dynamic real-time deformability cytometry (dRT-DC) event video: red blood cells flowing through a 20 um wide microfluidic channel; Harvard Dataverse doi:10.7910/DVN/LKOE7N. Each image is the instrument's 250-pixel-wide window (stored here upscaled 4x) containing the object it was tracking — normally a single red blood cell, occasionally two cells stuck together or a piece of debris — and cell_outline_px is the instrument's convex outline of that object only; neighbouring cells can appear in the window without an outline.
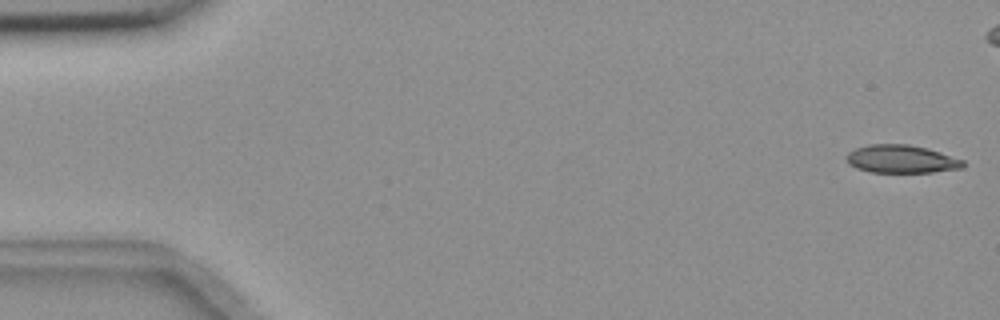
{"species": "common noctule bat (a hibernating species)", "species_latin": "Nyctalus noctula", "temperature_condition": "room temperature", "stored_images_in_passage": 48, "camera_frame_rate_fps": 3000, "um_per_image_px": 0.085, "animal": {"sex": "female", "body_mass_g": 18.4}, "frame": {"image": 1, "passage_image": 1, "time_ms": 0.0, "image_size_px": [1000, 320], "cell_outline_px": [[964, 168], [932, 172], [872, 172], [856, 168], [848, 164], [848, 152], [856, 148], [868, 144], [908, 144], [928, 148], [964, 160]], "centroid_in_image_um": [76.64, 13.51], "position_along_channel_um": 8.4, "area_um2": 19.02}}
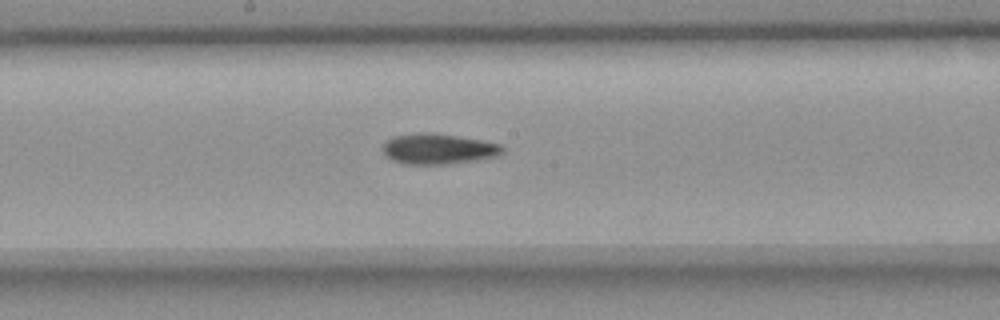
{"frame": {"image": 2, "passage_image": 29, "time_ms": 9.333, "image_size_px": [1000, 320], "cell_outline_px": [[504, 152], [496, 156], [476, 160], [448, 164], [404, 164], [392, 160], [384, 156], [384, 140], [392, 136], [424, 132], [456, 136], [480, 140], [500, 144], [504, 148]], "centroid_in_image_um": [37.22, 12.66], "position_along_channel_um": 211.0, "area_um2": 21.21}}
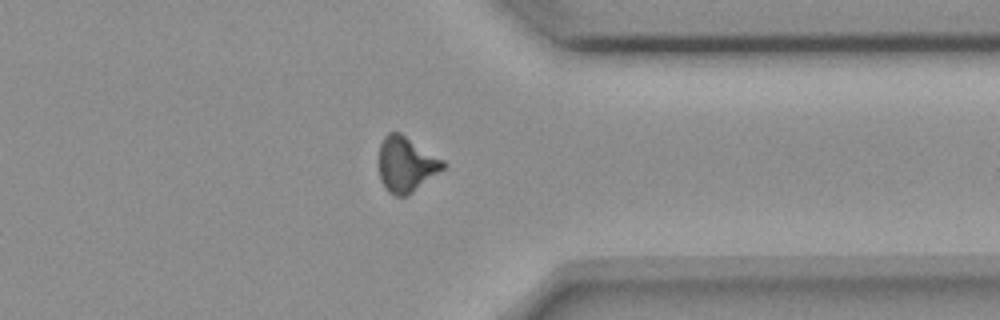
{"frame": {"image": 3, "passage_image": 43, "time_ms": 14.0, "image_size_px": [1000, 320], "cell_outline_px": [[448, 164], [444, 168], [408, 196], [396, 196], [388, 192], [384, 188], [380, 180], [380, 144], [384, 136], [388, 132], [400, 132], [444, 160]], "centroid_in_image_um": [34.53, 13.98], "position_along_channel_um": 376.9, "area_um2": 20.69}}